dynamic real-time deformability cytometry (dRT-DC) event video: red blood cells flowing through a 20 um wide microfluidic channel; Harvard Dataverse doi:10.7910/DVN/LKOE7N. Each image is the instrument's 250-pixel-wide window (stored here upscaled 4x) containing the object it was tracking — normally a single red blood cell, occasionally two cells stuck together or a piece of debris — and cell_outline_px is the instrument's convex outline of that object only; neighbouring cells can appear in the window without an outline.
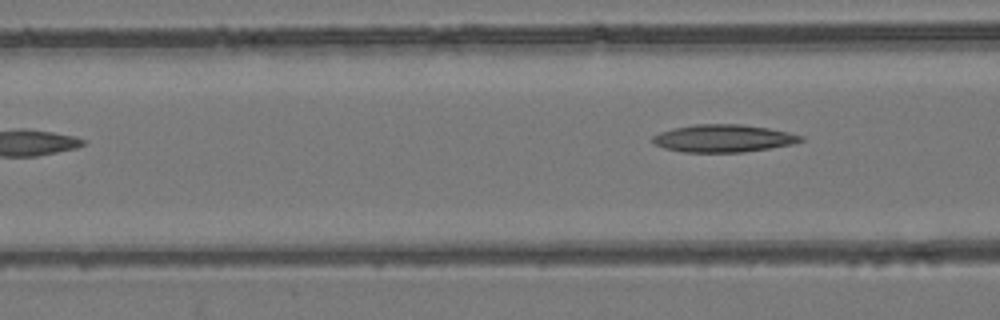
{"species": "common noctule bat (a hibernating species)", "species_latin": "Nyctalus noctula", "temperature_condition": "room temperature", "stored_images_in_passage": 5, "camera_frame_rate_fps": 3000, "um_per_image_px": 0.085, "animal": {"sex": "female", "body_mass_g": 24.6, "forearm_length_mm": 56.2}, "frame": {"image": 1, "passage_image": 5, "time_ms": 5.667, "image_size_px": [1000, 320], "cell_outline_px": [[804, 140], [792, 144], [768, 148], [740, 152], [684, 152], [664, 148], [656, 144], [652, 140], [652, 136], [660, 132], [676, 128], [696, 124], [740, 124], [768, 128], [788, 132], [804, 136]], "centroid_in_image_um": [61.5, 11.76], "position_along_channel_um": 105.1, "area_um2": 23.52}}